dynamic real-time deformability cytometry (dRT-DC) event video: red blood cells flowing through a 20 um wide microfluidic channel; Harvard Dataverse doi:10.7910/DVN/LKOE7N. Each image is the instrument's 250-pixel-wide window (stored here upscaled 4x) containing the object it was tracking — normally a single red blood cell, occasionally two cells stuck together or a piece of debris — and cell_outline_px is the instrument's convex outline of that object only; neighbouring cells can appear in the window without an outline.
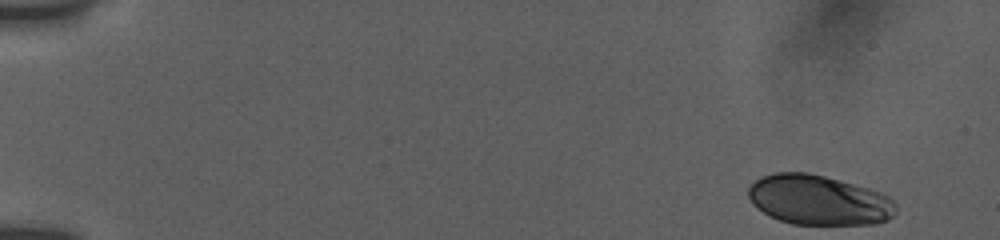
{"species": "human", "species_latin": "Homo sapiens", "temperature_condition": "room temperature", "stored_images_in_passage": 72, "camera_frame_rate_fps": 3000, "um_per_image_px": 0.085, "donor": {"sex": "female"}, "frame": {"image": 1, "passage_image": 1, "time_ms": 0.0, "image_size_px": [1000, 240], "cell_outline_px": [[896, 212], [888, 220], [876, 224], [792, 224], [780, 220], [756, 208], [752, 204], [748, 196], [748, 188], [760, 176], [772, 172], [808, 172], [824, 176], [868, 188], [880, 192], [888, 196], [896, 204]], "centroid_in_image_um": [69.58, 17.0], "position_along_channel_um": 15.4, "area_um2": 42.95}}
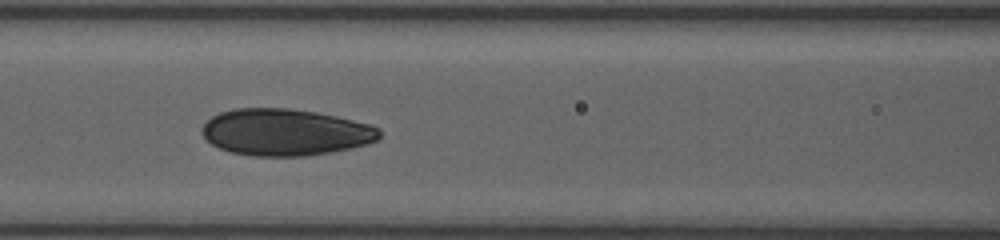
{"frame": {"image": 2, "passage_image": 40, "time_ms": 7.333, "image_size_px": [1000, 240], "cell_outline_px": [[380, 136], [376, 140], [368, 144], [352, 148], [332, 152], [304, 156], [256, 156], [232, 152], [220, 148], [212, 144], [200, 132], [200, 128], [212, 116], [220, 112], [236, 108], [292, 108], [316, 112], [336, 116], [372, 124], [380, 128]], "centroid_in_image_um": [24.27, 11.23], "position_along_channel_um": 142.3, "area_um2": 48.49}}
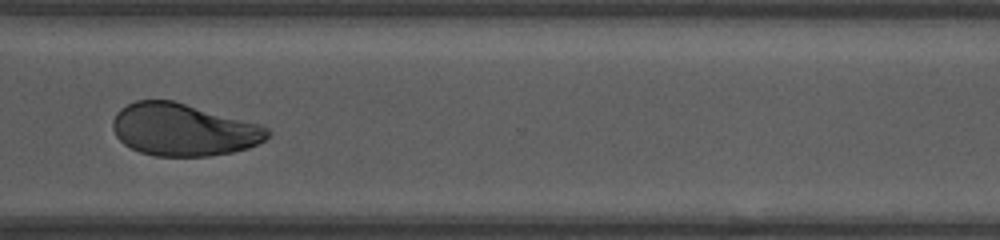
{"frame": {"image": 3, "passage_image": 71, "time_ms": 13.0, "image_size_px": [1000, 240], "cell_outline_px": [[272, 132], [264, 140], [248, 148], [232, 152], [208, 156], [156, 156], [140, 152], [124, 144], [116, 136], [112, 128], [112, 120], [116, 112], [120, 108], [136, 100], [172, 100], [260, 124], [268, 128]], "centroid_in_image_um": [15.57, 11.02], "position_along_channel_um": 355.0, "area_um2": 47.16}}